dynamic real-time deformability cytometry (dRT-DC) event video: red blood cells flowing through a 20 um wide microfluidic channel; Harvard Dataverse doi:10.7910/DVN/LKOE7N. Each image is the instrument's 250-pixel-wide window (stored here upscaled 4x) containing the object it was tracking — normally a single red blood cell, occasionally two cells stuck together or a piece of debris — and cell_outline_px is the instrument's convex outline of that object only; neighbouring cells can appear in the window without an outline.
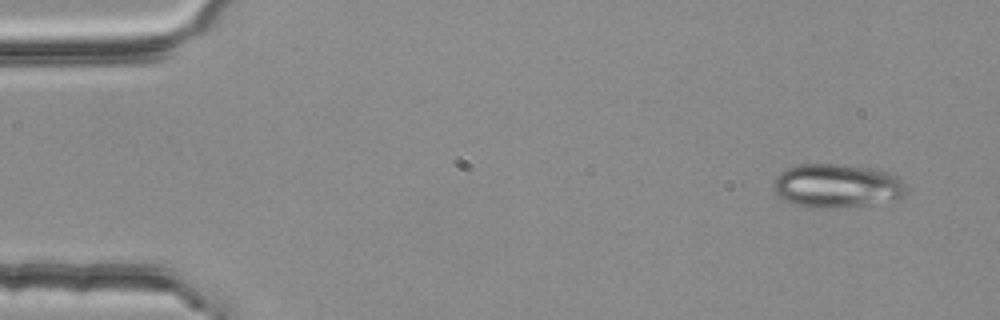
{"species": "common noctule bat (a hibernating species)", "species_latin": "Nyctalus noctula", "temperature_condition": "room temperature", "stored_images_in_passage": 4, "camera_frame_rate_fps": 3000, "um_per_image_px": 0.085, "animal": {"sex": "female", "body_mass_g": 25.1}, "frame": {"image": 1, "passage_image": 1, "time_ms": 0.0, "image_size_px": [1000, 320], "cell_outline_px": [[904, 196], [896, 200], [872, 204], [836, 208], [812, 208], [796, 204], [784, 200], [772, 188], [772, 184], [776, 176], [780, 172], [788, 168], [800, 164], [836, 164], [880, 168], [896, 176], [904, 184]], "centroid_in_image_um": [71.14, 15.79], "position_along_channel_um": 13.9, "area_um2": 34.1}}